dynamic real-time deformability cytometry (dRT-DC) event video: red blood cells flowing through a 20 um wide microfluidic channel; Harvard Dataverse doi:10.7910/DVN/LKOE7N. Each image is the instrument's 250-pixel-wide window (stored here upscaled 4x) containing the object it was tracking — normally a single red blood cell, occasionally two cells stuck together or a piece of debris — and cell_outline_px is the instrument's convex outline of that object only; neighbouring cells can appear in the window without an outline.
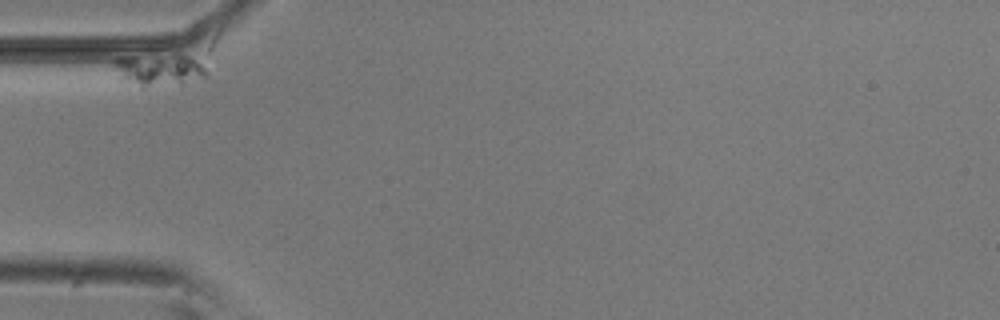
{"species": "common noctule bat (a hibernating species)", "species_latin": "Nyctalus noctula", "temperature_condition": "room temperature", "stored_images_in_passage": 8, "camera_frame_rate_fps": 3000, "um_per_image_px": 0.085, "animal": {"sex": "male", "body_mass_g": 20.5, "forearm_length_mm": 52.5}, "frame": {"image": 1, "passage_image": 1, "time_ms": 0.0, "image_size_px": [1000, 320], "cell_outline_px": [[208, 76], [184, 84], [144, 88], [140, 88], [120, 76], [112, 64], [112, 60], [120, 56], [200, 56], [208, 72]], "centroid_in_image_um": [13.6, 5.95], "position_along_channel_um": 71.4, "area_um2": 17.74}}
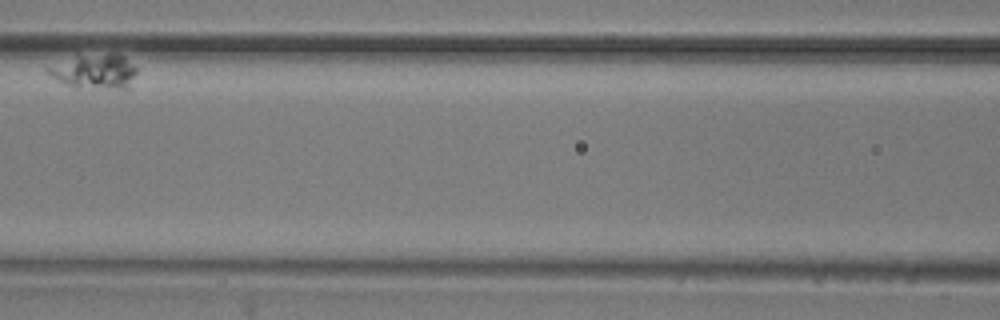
{"frame": {"image": 2, "passage_image": 5, "time_ms": 4.667, "image_size_px": [1000, 320], "cell_outline_px": [[136, 72], [132, 88], [72, 88], [64, 84], [52, 76], [44, 68], [76, 52], [116, 52], [124, 56], [136, 68]], "centroid_in_image_um": [8.01, 6.01], "position_along_channel_um": 158.6, "area_um2": 19.13}}
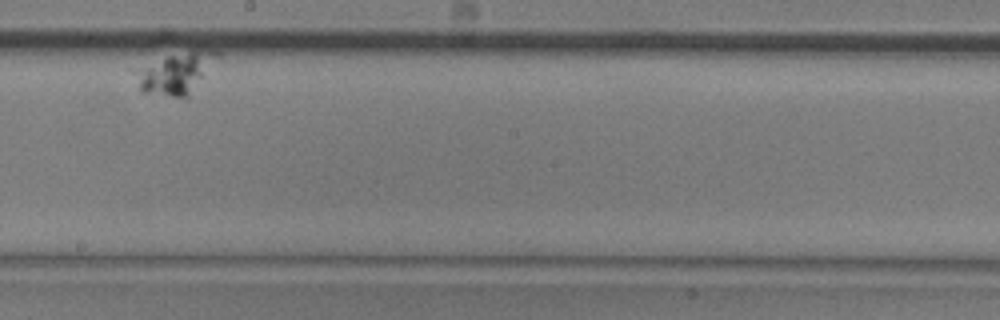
{"frame": {"image": 3, "passage_image": 7, "time_ms": 8.0, "image_size_px": [1000, 320], "cell_outline_px": [[220, 56], [188, 96], [172, 96], [140, 92], [136, 72], [168, 56], [200, 48], [208, 48], [220, 52]], "centroid_in_image_um": [15.05, 6.18], "position_along_channel_um": 233.1, "area_um2": 18.84}}